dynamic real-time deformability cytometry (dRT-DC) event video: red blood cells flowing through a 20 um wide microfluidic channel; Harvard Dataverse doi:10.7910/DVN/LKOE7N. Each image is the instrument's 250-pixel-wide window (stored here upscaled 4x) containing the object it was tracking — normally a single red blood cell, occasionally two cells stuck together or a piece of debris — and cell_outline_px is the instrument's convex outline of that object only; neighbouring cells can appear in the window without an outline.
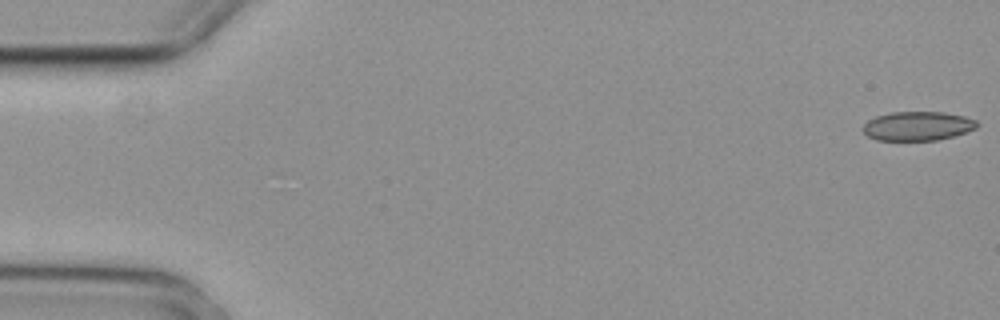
{"species": "common noctule bat (a hibernating species)", "species_latin": "Nyctalus noctula", "temperature_condition": "cold", "stored_images_in_passage": 4, "camera_frame_rate_fps": 3000, "um_per_image_px": 0.085, "animal": {"sex": "female", "body_mass_g": 29.2, "forearm_length_mm": 56.3}, "frame": {"image": 1, "passage_image": 1, "time_ms": 0.0, "image_size_px": [1000, 320], "cell_outline_px": [[976, 128], [952, 136], [936, 140], [876, 140], [868, 136], [864, 132], [864, 124], [868, 120], [876, 116], [892, 112], [944, 112], [964, 116], [976, 120]], "centroid_in_image_um": [77.97, 10.71], "position_along_channel_um": 7.0, "area_um2": 19.07}}